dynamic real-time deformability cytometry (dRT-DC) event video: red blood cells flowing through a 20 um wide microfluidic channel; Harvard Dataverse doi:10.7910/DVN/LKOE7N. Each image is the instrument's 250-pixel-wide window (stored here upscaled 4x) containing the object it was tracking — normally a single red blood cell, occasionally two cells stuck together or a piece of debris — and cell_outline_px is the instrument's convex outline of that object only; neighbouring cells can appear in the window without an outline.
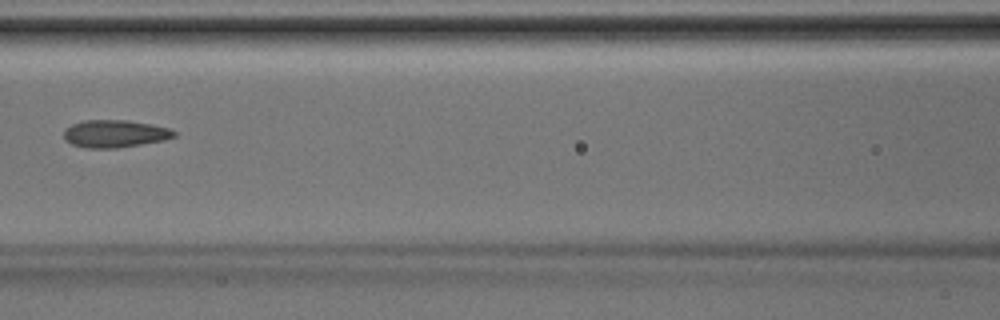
{"species": "Egyptian fruit bat (a non-hibernating species)", "species_latin": "Rousettus aegyptiacus", "temperature_condition": "room temperature", "stored_images_in_passage": 6, "camera_frame_rate_fps": 3000, "um_per_image_px": 0.085, "animal": {"sex": "male"}, "frame": {"image": 1, "passage_image": 6, "time_ms": 1.667, "image_size_px": [1000, 320], "cell_outline_px": [[176, 136], [164, 140], [116, 148], [88, 148], [72, 144], [64, 140], [64, 128], [72, 124], [84, 120], [128, 120], [168, 128], [176, 132]], "centroid_in_image_um": [9.72, 11.36], "position_along_channel_um": 156.9, "area_um2": 17.57}}